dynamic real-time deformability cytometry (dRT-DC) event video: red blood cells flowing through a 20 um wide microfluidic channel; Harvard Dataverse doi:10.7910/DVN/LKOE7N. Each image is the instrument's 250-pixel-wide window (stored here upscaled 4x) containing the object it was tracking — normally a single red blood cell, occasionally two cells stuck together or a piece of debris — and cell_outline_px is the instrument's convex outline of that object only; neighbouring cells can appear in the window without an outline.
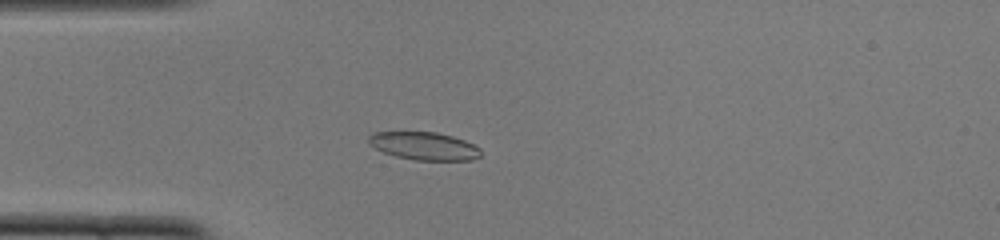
{"species": "common noctule bat (a hibernating species)", "species_latin": "Nyctalus noctula", "temperature_condition": "cold", "stored_images_in_passage": 45, "camera_frame_rate_fps": 3000, "um_per_image_px": 0.085, "animal": {"sex": "female", "body_mass_g": 22.0, "forearm_length_mm": 56.7}, "frame": {"image": 1, "passage_image": 8, "time_ms": 2.333, "image_size_px": [1000, 240], "cell_outline_px": [[480, 156], [472, 160], [416, 160], [396, 156], [384, 152], [368, 144], [368, 136], [372, 132], [436, 132], [452, 136], [464, 140], [480, 148]], "centroid_in_image_um": [36.03, 12.4], "position_along_channel_um": 49.0, "area_um2": 18.15}}
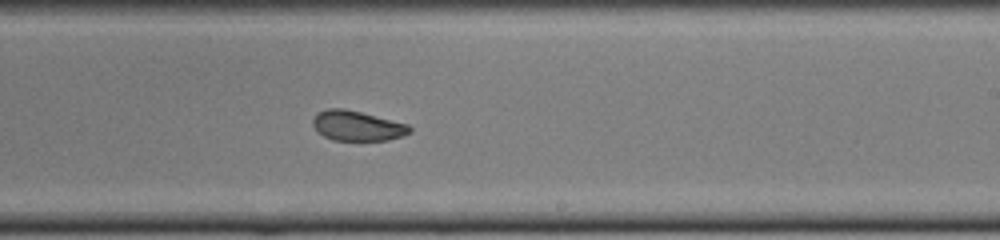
{"frame": {"image": 2, "passage_image": 25, "time_ms": 8.0, "image_size_px": [1000, 240], "cell_outline_px": [[412, 132], [404, 136], [388, 140], [332, 140], [316, 132], [312, 124], [312, 120], [316, 112], [328, 108], [344, 108], [408, 124], [412, 128]], "centroid_in_image_um": [30.34, 10.69], "position_along_channel_um": 258.7, "area_um2": 17.11}}
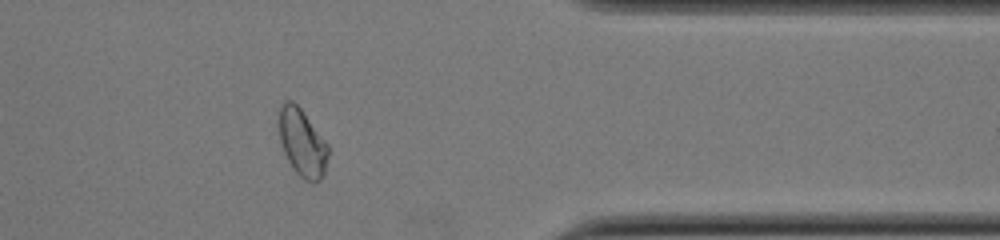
{"frame": {"image": 3, "passage_image": 36, "time_ms": 11.667, "image_size_px": [1000, 240], "cell_outline_px": [[328, 156], [324, 172], [320, 180], [312, 184], [304, 180], [292, 168], [284, 152], [280, 140], [276, 120], [280, 108], [284, 100], [292, 100], [300, 108], [328, 144]], "centroid_in_image_um": [25.65, 12.12], "position_along_channel_um": 385.7, "area_um2": 19.59}, "authors_computed_cell_mechanics": {"area_um2": 18.2648, "velocity_mm_per_s": 3.8865, "shape_relaxation_time_tau1_ms": null, "shape_relaxation_time_tau2_ms": 1.7692, "deformation_change_tau1": null, "deformation_change_tau2": 0.0627}}